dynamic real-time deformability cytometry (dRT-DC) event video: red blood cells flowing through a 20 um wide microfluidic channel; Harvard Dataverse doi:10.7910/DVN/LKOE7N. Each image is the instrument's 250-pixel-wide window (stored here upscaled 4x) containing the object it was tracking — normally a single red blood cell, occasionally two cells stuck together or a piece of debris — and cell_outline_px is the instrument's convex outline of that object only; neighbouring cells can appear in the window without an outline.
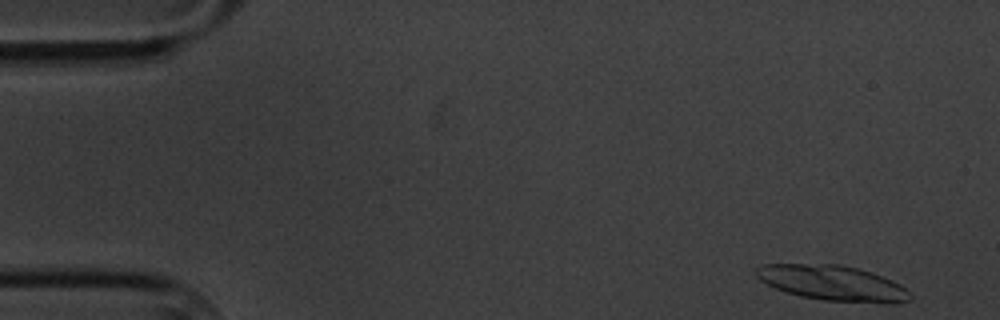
{"species": "common noctule bat (a hibernating species)", "species_latin": "Nyctalus noctula", "temperature_condition": "cold", "stored_images_in_passage": 22, "camera_frame_rate_fps": 3000, "um_per_image_px": 0.085, "animal": {"sex": "male", "body_mass_g": 20.1, "forearm_length_mm": 53.5}, "frame": {"image": 1, "passage_image": 1, "time_ms": 0.0, "image_size_px": [1000, 320], "cell_outline_px": [[912, 300], [896, 304], [888, 304], [824, 300], [800, 296], [776, 288], [760, 280], [756, 276], [756, 268], [760, 264], [840, 264], [856, 268], [892, 280], [900, 284], [912, 296]], "centroid_in_image_um": [70.8, 24.07], "position_along_channel_um": 14.2, "area_um2": 31.56}}